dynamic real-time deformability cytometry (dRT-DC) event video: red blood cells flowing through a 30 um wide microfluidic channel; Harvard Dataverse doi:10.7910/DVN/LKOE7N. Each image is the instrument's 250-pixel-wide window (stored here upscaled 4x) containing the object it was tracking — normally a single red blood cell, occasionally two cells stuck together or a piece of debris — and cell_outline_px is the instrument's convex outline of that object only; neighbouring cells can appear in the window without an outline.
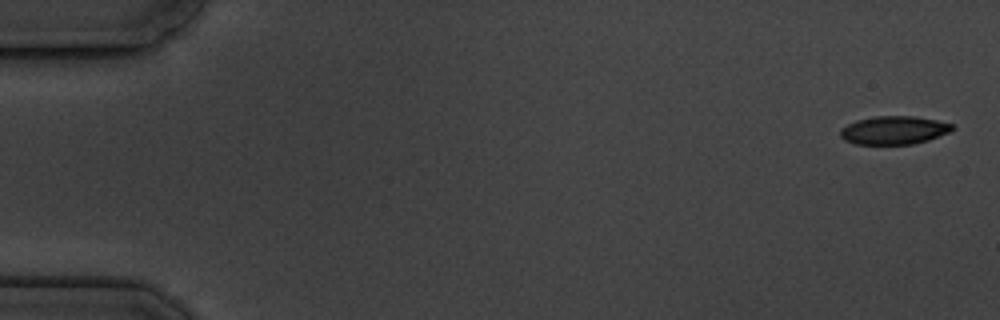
{"species": "common noctule bat (a hibernating species)", "species_latin": "Nyctalus noctula", "temperature_condition": "cold", "stored_images_in_passage": 6, "camera_frame_rate_fps": 3000, "um_per_image_px": 0.085, "animal": {"sex": "male", "body_mass_g": 19.5, "forearm_length_mm": 54.6}, "frame": {"image": 1, "passage_image": 1, "time_ms": 0.0, "image_size_px": [1000, 320], "cell_outline_px": [[956, 128], [948, 132], [928, 140], [912, 144], [856, 144], [844, 140], [840, 136], [840, 128], [856, 120], [876, 116], [912, 116], [936, 120], [952, 124]], "centroid_in_image_um": [75.96, 11.07], "position_along_channel_um": 9.0, "area_um2": 18.38}}
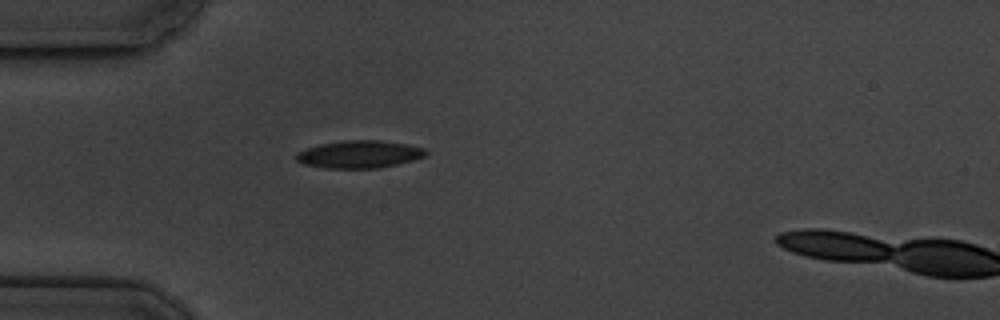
{"frame": {"image": 2, "passage_image": 5, "time_ms": 5.0, "image_size_px": [1000, 320], "cell_outline_px": [[428, 152], [424, 156], [412, 160], [380, 168], [324, 168], [304, 164], [296, 160], [296, 152], [304, 148], [320, 144], [344, 140], [380, 140], [404, 144], [424, 148]], "centroid_in_image_um": [30.49, 13.11], "position_along_channel_um": 54.5, "area_um2": 20.75}}